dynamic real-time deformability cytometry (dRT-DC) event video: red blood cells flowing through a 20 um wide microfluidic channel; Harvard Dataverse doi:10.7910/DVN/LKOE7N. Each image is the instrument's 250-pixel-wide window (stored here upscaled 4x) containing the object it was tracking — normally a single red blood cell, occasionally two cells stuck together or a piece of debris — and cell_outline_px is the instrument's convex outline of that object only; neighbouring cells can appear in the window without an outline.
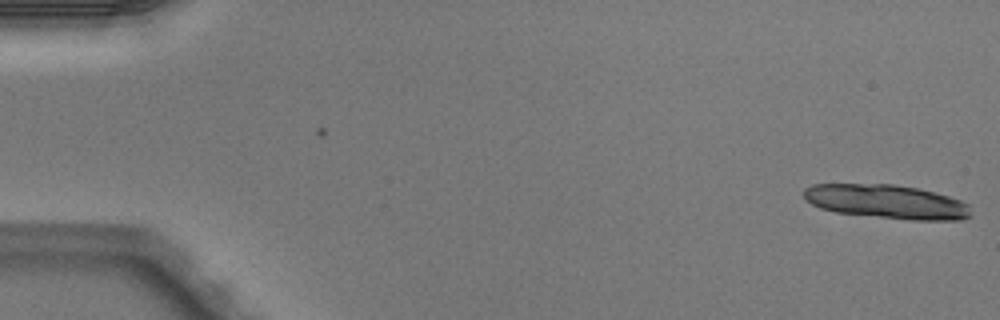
{"species": "Egyptian fruit bat (a non-hibernating species)", "species_latin": "Rousettus aegyptiacus", "temperature_condition": "warm", "stored_images_in_passage": 8, "camera_frame_rate_fps": 3000, "um_per_image_px": 0.085, "animal": {"sex": "male"}, "frame": {"image": 1, "passage_image": 8, "time_ms": 2.333, "image_size_px": [1000, 320], "cell_outline_px": [[972, 216], [960, 220], [916, 220], [836, 212], [820, 208], [812, 204], [804, 196], [804, 188], [812, 184], [892, 184], [916, 188], [948, 196], [960, 200], [968, 204]], "centroid_in_image_um": [75.38, 17.14], "position_along_channel_um": 9.6, "area_um2": 32.77}}